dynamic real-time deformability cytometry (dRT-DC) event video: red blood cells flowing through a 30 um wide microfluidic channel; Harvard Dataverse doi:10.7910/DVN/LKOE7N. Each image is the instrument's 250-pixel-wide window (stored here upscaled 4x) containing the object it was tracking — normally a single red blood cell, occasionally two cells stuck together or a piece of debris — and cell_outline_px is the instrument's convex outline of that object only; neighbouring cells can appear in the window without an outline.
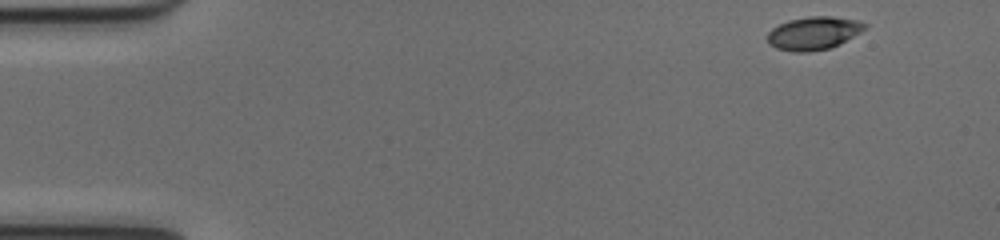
{"species": "common noctule bat (a hibernating species)", "species_latin": "Nyctalus noctula", "temperature_condition": "cold", "stored_images_in_passage": 48, "camera_frame_rate_fps": 3000, "um_per_image_px": 0.085, "animal": {"sex": "female", "body_mass_g": 17.0, "forearm_length_mm": 48.0}, "frame": {"image": 1, "passage_image": 1, "time_ms": 0.0, "image_size_px": [1000, 240], "cell_outline_px": [[868, 24], [860, 32], [828, 48], [808, 52], [792, 52], [776, 48], [768, 44], [768, 32], [772, 28], [788, 20], [808, 16], [832, 16], [856, 20]], "centroid_in_image_um": [69.1, 2.81], "position_along_channel_um": 15.9, "area_um2": 18.5}}
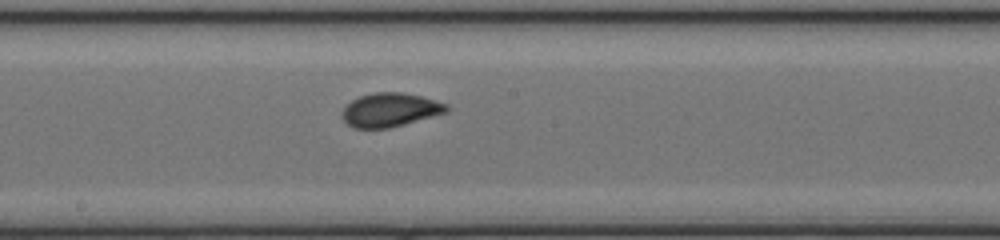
{"frame": {"image": 2, "passage_image": 24, "time_ms": 7.667, "image_size_px": [1000, 240], "cell_outline_px": [[452, 108], [444, 112], [404, 124], [388, 128], [352, 128], [344, 120], [344, 108], [352, 100], [360, 96], [372, 92], [404, 92], [436, 100], [448, 104]], "centroid_in_image_um": [33.17, 9.32], "position_along_channel_um": 215.0, "area_um2": 20.29}}
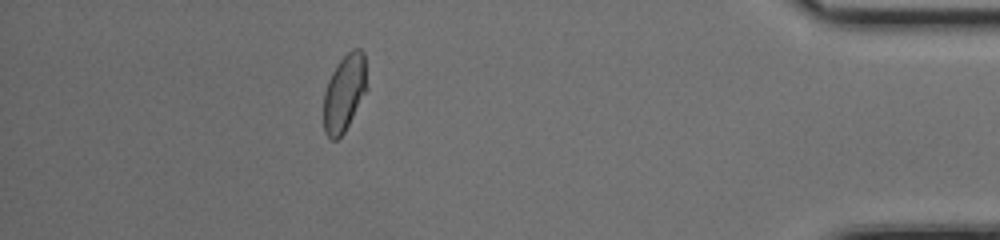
{"frame": {"image": 3, "passage_image": 42, "time_ms": 13.667, "image_size_px": [1000, 240], "cell_outline_px": [[368, 88], [344, 132], [336, 140], [332, 140], [324, 132], [324, 92], [328, 80], [332, 72], [340, 60], [352, 48], [360, 48], [364, 52]], "centroid_in_image_um": [29.28, 7.86], "position_along_channel_um": 405.9, "area_um2": 19.42}, "authors_computed_cell_mechanics": {"area_um2": 19.9699, "velocity_mm_per_s": 4.0142, "shape_relaxation_time_tau1_ms": 3.5039, "shape_relaxation_time_tau2_ms": 0.9217, "deformation_change_tau1": 0.0973, "deformation_change_tau2": 0.0438}}